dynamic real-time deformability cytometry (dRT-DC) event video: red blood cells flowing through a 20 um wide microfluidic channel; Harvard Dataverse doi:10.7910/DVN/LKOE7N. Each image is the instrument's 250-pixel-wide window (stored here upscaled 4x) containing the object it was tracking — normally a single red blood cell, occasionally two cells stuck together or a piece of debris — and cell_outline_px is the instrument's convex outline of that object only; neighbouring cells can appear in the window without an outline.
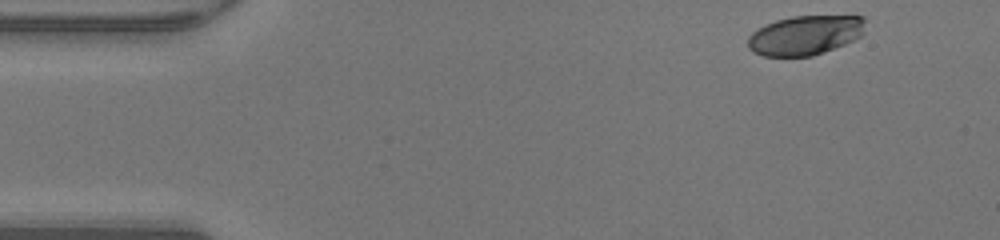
{"species": "human", "species_latin": "Homo sapiens", "temperature_condition": "warm", "stored_images_in_passage": 45, "camera_frame_rate_fps": 3000, "um_per_image_px": 0.085, "donor": {"sex": "male"}, "frame": {"image": 1, "passage_image": 1, "time_ms": 0.0, "image_size_px": [1000, 240], "cell_outline_px": [[864, 32], [860, 36], [844, 44], [824, 52], [812, 56], [764, 56], [752, 52], [748, 48], [748, 36], [752, 32], [776, 20], [792, 16], [864, 16]], "centroid_in_image_um": [68.42, 3.0], "position_along_channel_um": 16.6, "area_um2": 26.88}}
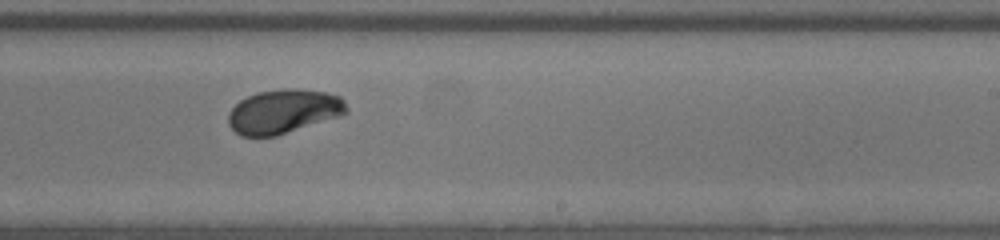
{"frame": {"image": 2, "passage_image": 26, "time_ms": 8.333, "image_size_px": [1000, 240], "cell_outline_px": [[348, 112], [340, 116], [276, 136], [240, 136], [228, 124], [228, 112], [240, 100], [256, 92], [292, 88], [296, 88], [324, 92], [340, 96], [344, 100], [348, 108]], "centroid_in_image_um": [24.1, 9.47], "position_along_channel_um": 264.9, "area_um2": 30.35}}
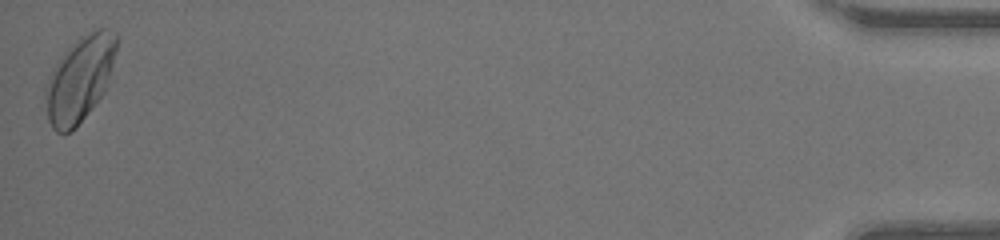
{"frame": {"image": 3, "passage_image": 45, "time_ms": 14.667, "image_size_px": [1000, 240], "cell_outline_px": [[120, 40], [108, 80], [104, 92], [76, 128], [68, 132], [56, 132], [52, 128], [48, 120], [44, 92], [44, 88], [56, 60], [76, 40], [96, 28], [108, 28], [116, 32]], "centroid_in_image_um": [6.79, 6.67], "position_along_channel_um": 428.4, "area_um2": 35.55}, "authors_computed_cell_mechanics": {"area_um2": 29.9982, "velocity_mm_per_s": 4.2313, "shape_relaxation_time_tau1_ms": 3.0462, "shape_relaxation_time_tau2_ms": 2.7803, "deformation_change_tau1": 0.1537, "deformation_change_tau2": 0.0595}}